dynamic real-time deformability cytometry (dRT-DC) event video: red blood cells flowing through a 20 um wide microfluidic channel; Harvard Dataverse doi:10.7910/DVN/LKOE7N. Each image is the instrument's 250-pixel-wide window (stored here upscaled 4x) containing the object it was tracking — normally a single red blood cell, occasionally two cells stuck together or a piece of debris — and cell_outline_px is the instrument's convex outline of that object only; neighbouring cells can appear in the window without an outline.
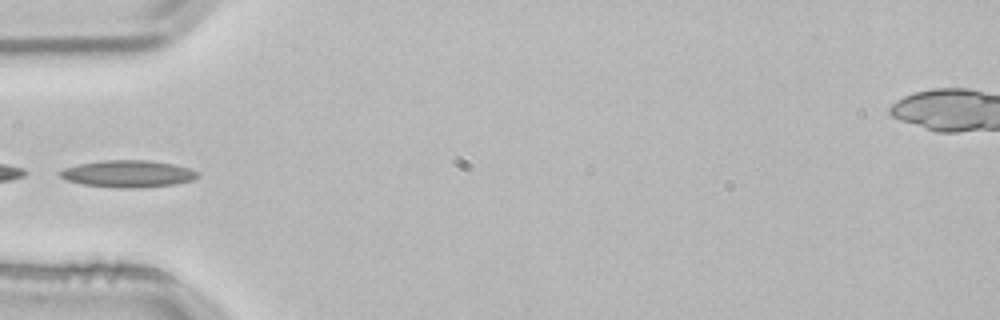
{"species": "common noctule bat (a hibernating species)", "species_latin": "Nyctalus noctula", "temperature_condition": "room temperature", "stored_images_in_passage": 3, "camera_frame_rate_fps": 3000, "um_per_image_px": 0.085, "animal": {"sex": "male", "body_mass_g": 21.5, "forearm_length_mm": 52.0}, "frame": {"image": 1, "passage_image": 3, "time_ms": 0.667, "image_size_px": [1000, 320], "cell_outline_px": [[196, 176], [192, 180], [176, 184], [136, 188], [116, 188], [84, 184], [68, 180], [60, 176], [56, 172], [64, 168], [80, 164], [104, 160], [148, 160], [172, 164], [188, 168], [196, 172]], "centroid_in_image_um": [10.84, 14.77], "position_along_channel_um": 74.2, "area_um2": 21.39}}